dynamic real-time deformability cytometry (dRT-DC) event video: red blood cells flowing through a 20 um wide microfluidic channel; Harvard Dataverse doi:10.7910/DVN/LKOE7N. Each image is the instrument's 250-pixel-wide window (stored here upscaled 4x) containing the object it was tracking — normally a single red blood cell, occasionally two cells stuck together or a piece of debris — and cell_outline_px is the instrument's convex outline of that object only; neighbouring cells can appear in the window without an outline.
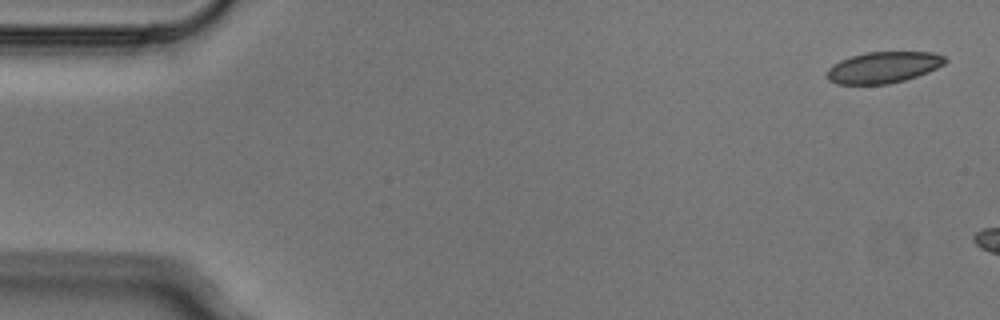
{"species": "Egyptian fruit bat (a non-hibernating species)", "species_latin": "Rousettus aegyptiacus", "temperature_condition": "cold", "stored_images_in_passage": 4, "camera_frame_rate_fps": 3000, "um_per_image_px": 0.085, "animal": {"sex": "male"}, "frame": {"image": 1, "passage_image": 1, "time_ms": 0.0, "image_size_px": [1000, 320], "cell_outline_px": [[948, 60], [944, 64], [928, 72], [904, 80], [888, 84], [836, 84], [828, 80], [828, 68], [832, 64], [840, 60], [852, 56], [868, 52], [932, 52], [944, 56]], "centroid_in_image_um": [75.08, 5.72], "position_along_channel_um": 9.9, "area_um2": 21.44}}